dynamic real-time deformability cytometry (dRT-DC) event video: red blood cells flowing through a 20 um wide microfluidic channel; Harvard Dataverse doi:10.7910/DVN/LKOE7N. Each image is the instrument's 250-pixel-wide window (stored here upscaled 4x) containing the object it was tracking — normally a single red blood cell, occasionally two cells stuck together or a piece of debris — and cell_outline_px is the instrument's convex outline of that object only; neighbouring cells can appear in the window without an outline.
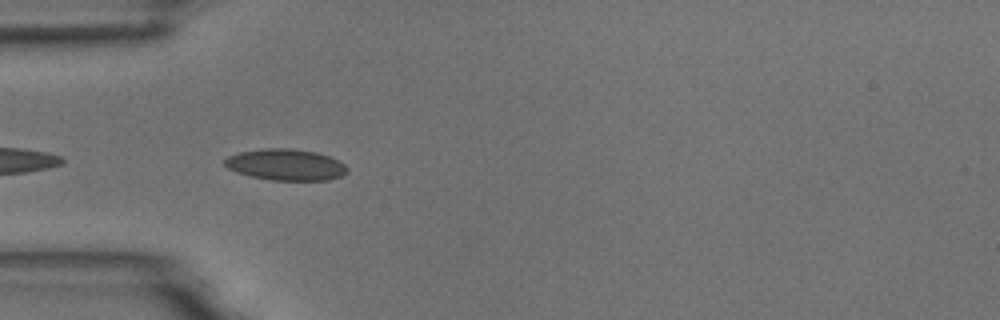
{"species": "common noctule bat (a hibernating species)", "species_latin": "Nyctalus noctula", "temperature_condition": "room temperature", "stored_images_in_passage": 6, "camera_frame_rate_fps": 3000, "um_per_image_px": 0.085, "animal": {"sex": "male", "body_mass_g": 18.8}, "frame": {"image": 1, "passage_image": 5, "time_ms": 4.667, "image_size_px": [1000, 320], "cell_outline_px": [[348, 172], [340, 176], [328, 180], [272, 180], [252, 176], [236, 172], [228, 168], [224, 164], [224, 160], [228, 156], [240, 152], [268, 148], [288, 148], [316, 152], [328, 156], [344, 164], [348, 168]], "centroid_in_image_um": [24.29, 14.0], "position_along_channel_um": 60.7, "area_um2": 22.14}}